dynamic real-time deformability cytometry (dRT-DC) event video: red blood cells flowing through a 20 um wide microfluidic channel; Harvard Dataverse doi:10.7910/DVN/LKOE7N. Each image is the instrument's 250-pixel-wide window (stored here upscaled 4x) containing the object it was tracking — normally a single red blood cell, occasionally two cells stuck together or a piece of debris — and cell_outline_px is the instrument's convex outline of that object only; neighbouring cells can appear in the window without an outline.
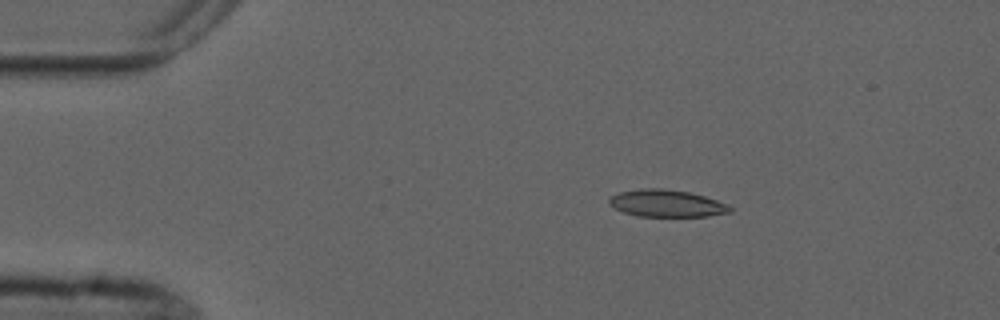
{"species": "common noctule bat (a hibernating species)", "species_latin": "Nyctalus noctula", "temperature_condition": "cold", "stored_images_in_passage": 8, "camera_frame_rate_fps": 3000, "um_per_image_px": 0.085, "animal": {"sex": "male", "forearm_length_mm": 52.5}, "frame": {"image": 1, "passage_image": 3, "time_ms": 2.333, "image_size_px": [1000, 320], "cell_outline_px": [[732, 212], [708, 216], [636, 216], [624, 212], [608, 204], [608, 196], [620, 192], [640, 188], [664, 188], [688, 192], [704, 196], [728, 204], [732, 208]], "centroid_in_image_um": [56.64, 17.28], "position_along_channel_um": 28.4, "area_um2": 19.19}}
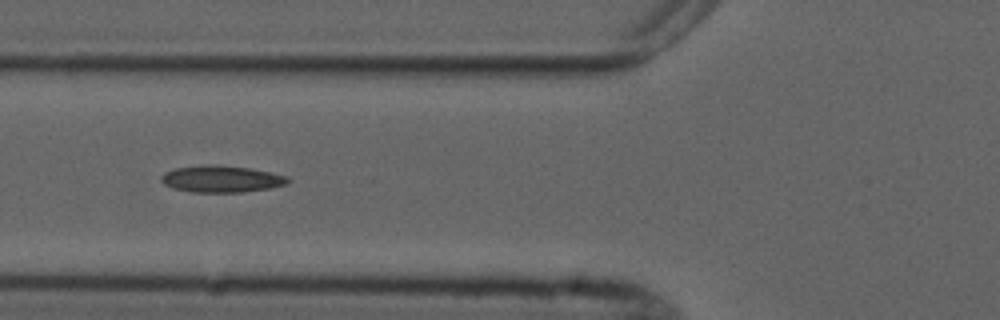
{"frame": {"image": 2, "passage_image": 6, "time_ms": 6.0, "image_size_px": [1000, 320], "cell_outline_px": [[292, 180], [284, 184], [272, 188], [244, 192], [192, 192], [172, 188], [164, 184], [160, 180], [160, 176], [164, 172], [176, 168], [200, 164], [216, 164], [248, 168], [288, 176]], "centroid_in_image_um": [18.79, 15.21], "position_along_channel_um": 107.0, "area_um2": 19.94}}
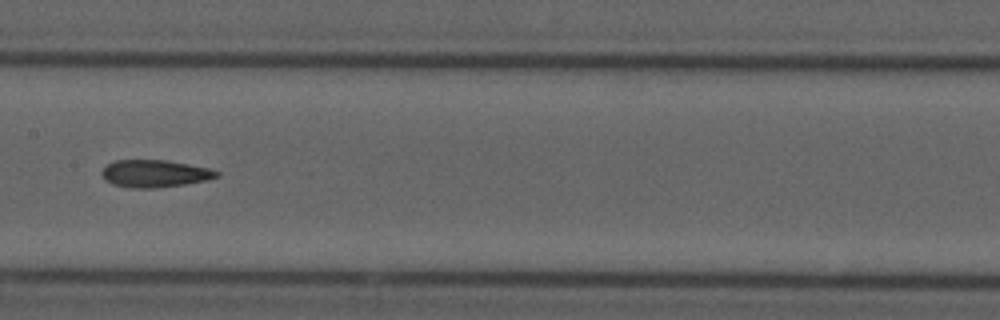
{"frame": {"image": 3, "passage_image": 8, "time_ms": 8.333, "image_size_px": [1000, 320], "cell_outline_px": [[220, 176], [208, 180], [184, 184], [156, 188], [128, 188], [112, 184], [104, 180], [100, 172], [108, 164], [116, 160], [168, 160], [208, 168], [220, 172]], "centroid_in_image_um": [13.14, 14.76], "position_along_channel_um": 194.3, "area_um2": 18.44}}